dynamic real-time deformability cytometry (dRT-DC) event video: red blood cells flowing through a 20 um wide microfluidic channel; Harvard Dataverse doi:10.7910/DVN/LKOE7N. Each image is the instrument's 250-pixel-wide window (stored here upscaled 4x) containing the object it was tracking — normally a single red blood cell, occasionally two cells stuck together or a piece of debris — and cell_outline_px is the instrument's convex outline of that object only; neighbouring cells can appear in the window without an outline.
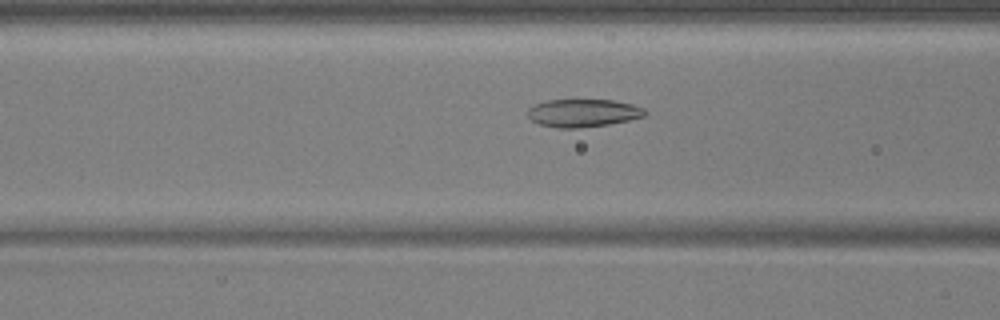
{"species": "common noctule bat (a hibernating species)", "species_latin": "Nyctalus noctula", "temperature_condition": "warm", "stored_images_in_passage": 40, "camera_frame_rate_fps": 3000, "um_per_image_px": 0.085, "animal": {"sex": "male", "body_mass_g": 17.9, "forearm_length_mm": 54.2}, "frame": {"image": 1, "passage_image": 13, "time_ms": 4.0, "image_size_px": [1000, 320], "cell_outline_px": [[648, 112], [644, 116], [628, 120], [608, 124], [580, 128], [556, 128], [540, 124], [532, 120], [528, 116], [528, 108], [532, 104], [548, 100], [612, 100], [632, 104], [644, 108]], "centroid_in_image_um": [49.54, 9.6], "position_along_channel_um": 117.1, "area_um2": 19.07}}
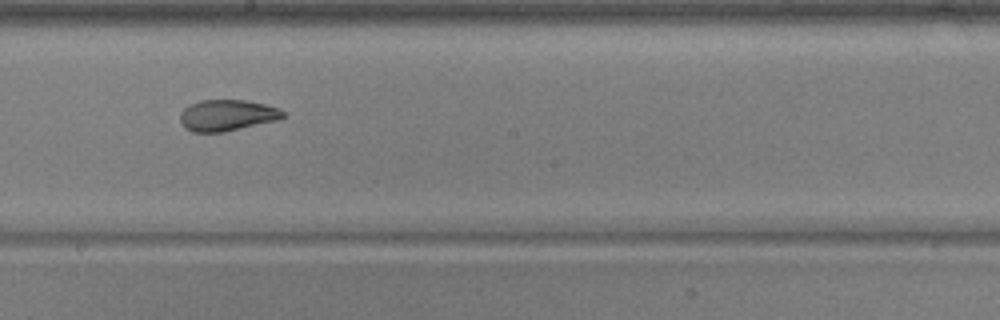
{"frame": {"image": 2, "passage_image": 22, "time_ms": 7.0, "image_size_px": [1000, 320], "cell_outline_px": [[284, 116], [280, 120], [224, 132], [192, 132], [184, 128], [180, 120], [180, 112], [188, 104], [200, 100], [248, 100], [280, 108], [284, 112]], "centroid_in_image_um": [19.3, 9.8], "position_along_channel_um": 228.9, "area_um2": 19.02}}
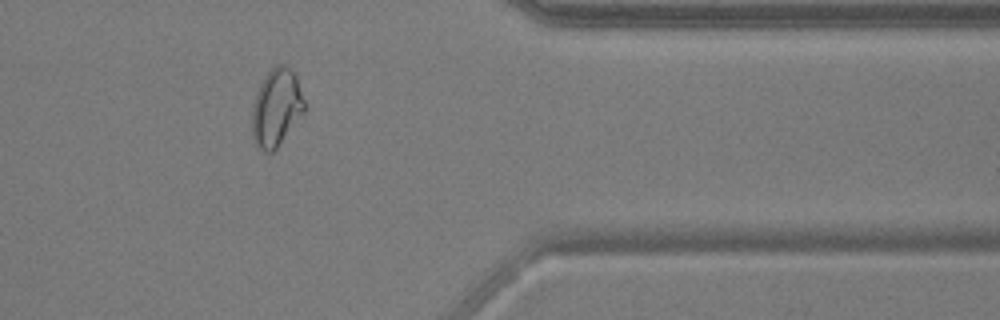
{"frame": {"image": 3, "passage_image": 36, "time_ms": 11.667, "image_size_px": [1000, 320], "cell_outline_px": [[304, 112], [276, 148], [272, 152], [264, 152], [256, 148], [252, 136], [252, 108], [256, 92], [260, 84], [268, 72], [276, 64], [284, 64], [292, 68], [296, 76], [304, 100]], "centroid_in_image_um": [23.47, 9.15], "position_along_channel_um": 387.9, "area_um2": 23.64}}